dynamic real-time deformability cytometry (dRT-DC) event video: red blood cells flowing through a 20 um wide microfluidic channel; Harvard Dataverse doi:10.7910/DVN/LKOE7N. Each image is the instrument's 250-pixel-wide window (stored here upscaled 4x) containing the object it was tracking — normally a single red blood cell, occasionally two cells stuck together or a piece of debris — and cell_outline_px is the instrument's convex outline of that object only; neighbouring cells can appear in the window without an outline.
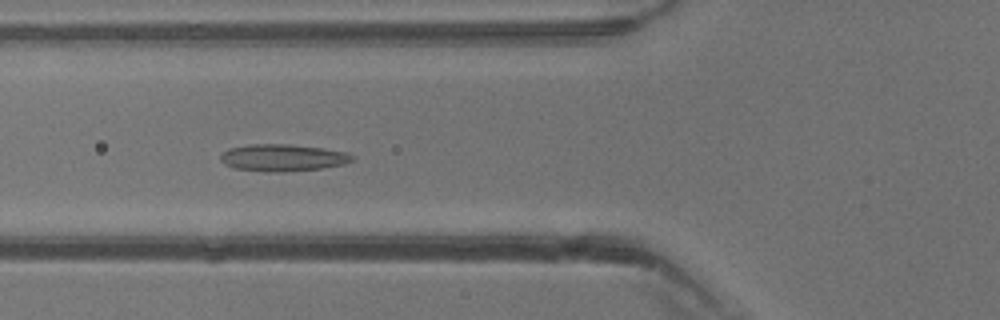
{"species": "common noctule bat (a hibernating species)", "species_latin": "Nyctalus noctula", "temperature_condition": "warm", "stored_images_in_passage": 40, "camera_frame_rate_fps": 3000, "um_per_image_px": 0.085, "animal": {"sex": "male", "body_mass_g": 13.3}, "frame": {"image": 1, "passage_image": 15, "time_ms": 4.667, "image_size_px": [1000, 320], "cell_outline_px": [[352, 160], [344, 164], [320, 168], [284, 172], [264, 172], [236, 168], [224, 164], [220, 160], [220, 156], [228, 148], [248, 144], [288, 144], [324, 148], [344, 152], [352, 156]], "centroid_in_image_um": [23.98, 13.4], "position_along_channel_um": 101.8, "area_um2": 20.63}}
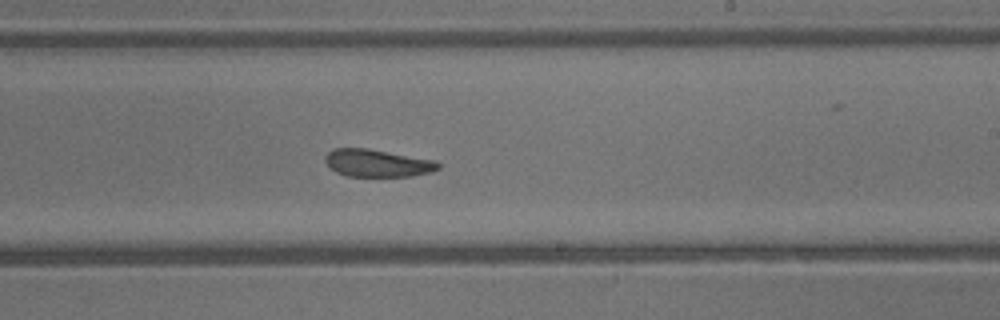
{"frame": {"image": 2, "passage_image": 24, "time_ms": 7.667, "image_size_px": [1000, 320], "cell_outline_px": [[440, 168], [432, 172], [412, 176], [348, 176], [336, 172], [324, 160], [324, 156], [332, 148], [368, 148], [436, 160], [440, 164]], "centroid_in_image_um": [32.1, 13.85], "position_along_channel_um": 256.9, "area_um2": 18.21}}
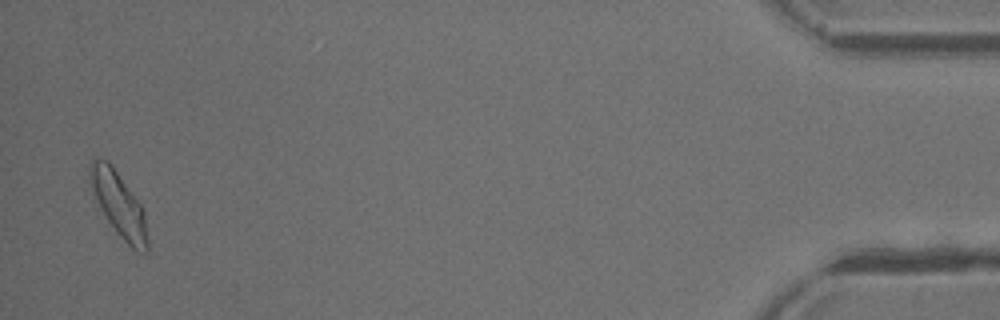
{"frame": {"image": 3, "passage_image": 39, "time_ms": 12.667, "image_size_px": [1000, 320], "cell_outline_px": [[148, 252], [136, 252], [116, 232], [92, 200], [88, 180], [88, 176], [92, 160], [108, 160], [112, 164], [144, 208], [148, 240]], "centroid_in_image_um": [10.07, 17.38], "position_along_channel_um": 425.1, "area_um2": 22.25}}